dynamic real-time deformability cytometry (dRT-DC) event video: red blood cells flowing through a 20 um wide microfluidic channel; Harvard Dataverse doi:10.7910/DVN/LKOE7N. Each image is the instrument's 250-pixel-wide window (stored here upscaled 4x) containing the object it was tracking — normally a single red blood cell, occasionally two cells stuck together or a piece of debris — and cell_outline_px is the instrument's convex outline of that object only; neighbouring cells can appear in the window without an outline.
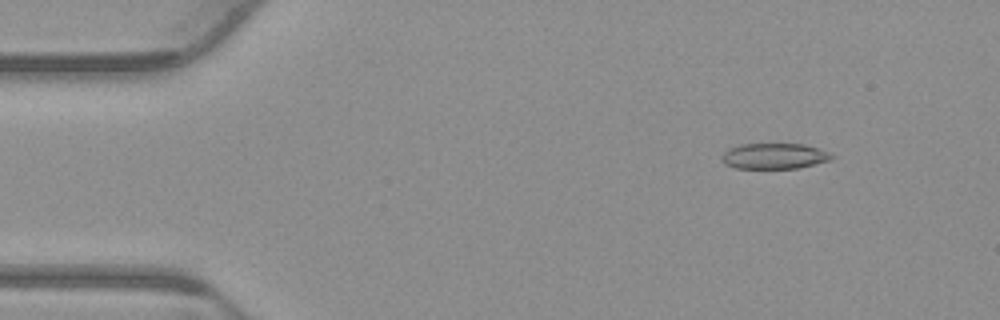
{"species": "common noctule bat (a hibernating species)", "species_latin": "Nyctalus noctula", "temperature_condition": "warm", "stored_images_in_passage": 53, "camera_frame_rate_fps": 3000, "um_per_image_px": 0.085, "animal": {"sex": "male", "body_mass_g": 23.1, "forearm_length_mm": 52.7}, "frame": {"image": 1, "passage_image": 6, "time_ms": 1.667, "image_size_px": [1000, 320], "cell_outline_px": [[836, 156], [832, 160], [800, 168], [736, 168], [724, 164], [720, 160], [720, 156], [728, 148], [740, 144], [804, 144], [820, 148]], "centroid_in_image_um": [65.82, 13.26], "position_along_channel_um": 19.2, "area_um2": 16.76}}
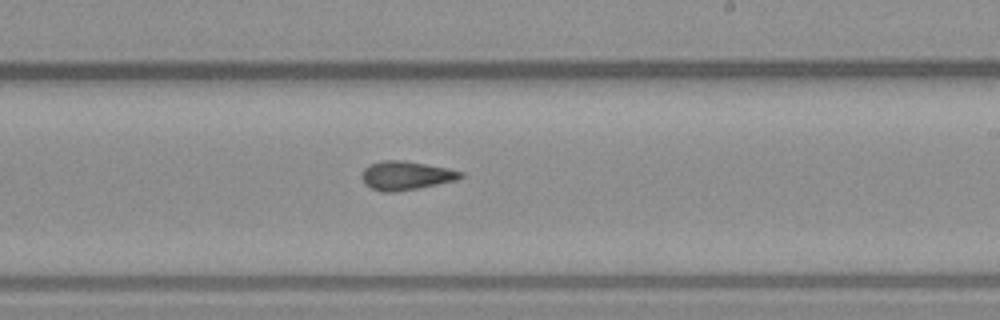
{"frame": {"image": 2, "passage_image": 31, "time_ms": 10.0, "image_size_px": [1000, 320], "cell_outline_px": [[464, 176], [456, 180], [396, 192], [384, 192], [372, 188], [364, 184], [360, 176], [364, 168], [368, 164], [384, 160], [404, 160], [448, 168], [464, 172]], "centroid_in_image_um": [34.47, 14.91], "position_along_channel_um": 254.5, "area_um2": 16.59}}
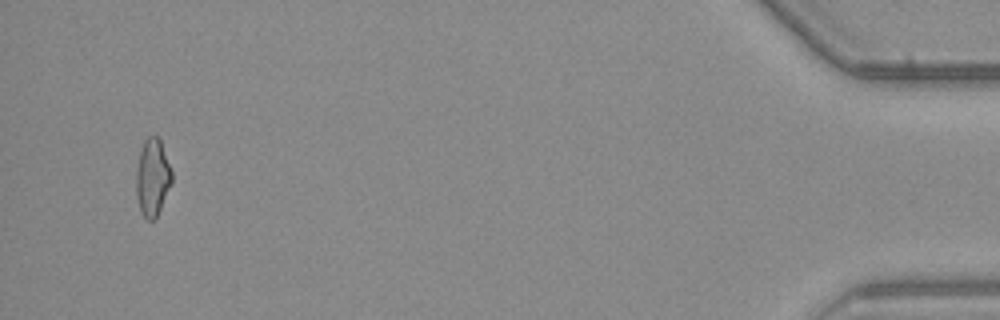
{"frame": {"image": 3, "passage_image": 51, "time_ms": 16.667, "image_size_px": [1000, 320], "cell_outline_px": [[172, 180], [156, 220], [148, 220], [140, 212], [136, 196], [136, 172], [140, 148], [144, 140], [148, 136], [160, 136], [172, 172]], "centroid_in_image_um": [12.95, 15.06], "position_along_channel_um": 422.2, "area_um2": 16.3}, "authors_computed_cell_mechanics": {"area_um2": 16.2996, "velocity_mm_per_s": 3.8613, "shape_relaxation_time_tau1_ms": null, "shape_relaxation_time_tau2_ms": 4.3168, "deformation_change_tau1": null, "deformation_change_tau2": 0.1196}}